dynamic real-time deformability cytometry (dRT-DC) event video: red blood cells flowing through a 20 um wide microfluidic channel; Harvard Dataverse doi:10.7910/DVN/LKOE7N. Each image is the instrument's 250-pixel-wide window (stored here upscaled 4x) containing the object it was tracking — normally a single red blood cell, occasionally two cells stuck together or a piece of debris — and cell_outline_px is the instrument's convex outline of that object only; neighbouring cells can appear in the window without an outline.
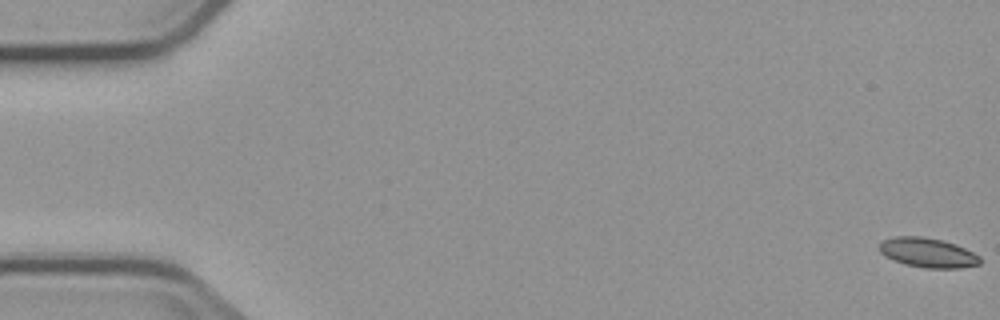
{"species": "common noctule bat (a hibernating species)", "species_latin": "Nyctalus noctula", "temperature_condition": "cold", "stored_images_in_passage": 7, "camera_frame_rate_fps": 3000, "um_per_image_px": 0.085, "animal": {"sex": "male", "body_mass_g": 23.1, "forearm_length_mm": 52.7}, "frame": {"image": 1, "passage_image": 1, "time_ms": 0.0, "image_size_px": [1000, 320], "cell_outline_px": [[980, 264], [960, 268], [924, 268], [904, 264], [884, 256], [880, 252], [880, 244], [884, 240], [896, 236], [924, 236], [944, 240], [956, 244], [980, 256]], "centroid_in_image_um": [78.87, 21.47], "position_along_channel_um": 6.1, "area_um2": 17.4}}
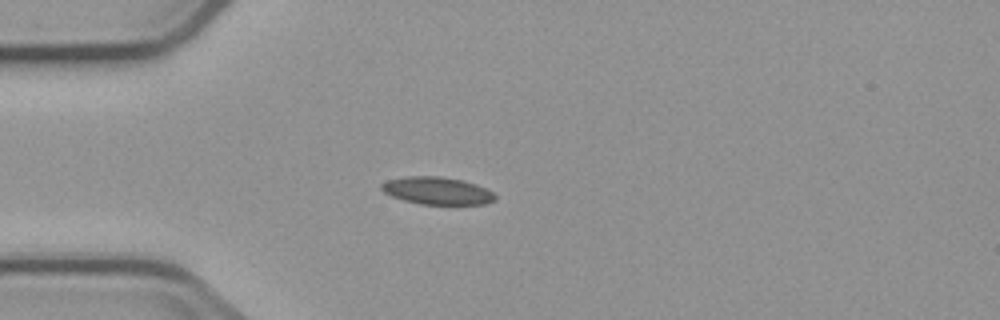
{"frame": {"image": 2, "passage_image": 5, "time_ms": 5.0, "image_size_px": [1000, 320], "cell_outline_px": [[496, 200], [484, 204], [420, 204], [404, 200], [392, 196], [384, 192], [380, 188], [380, 184], [388, 180], [404, 176], [440, 176], [464, 180], [476, 184], [492, 192], [496, 196]], "centroid_in_image_um": [37.15, 16.2], "position_along_channel_um": 47.9, "area_um2": 18.21}}
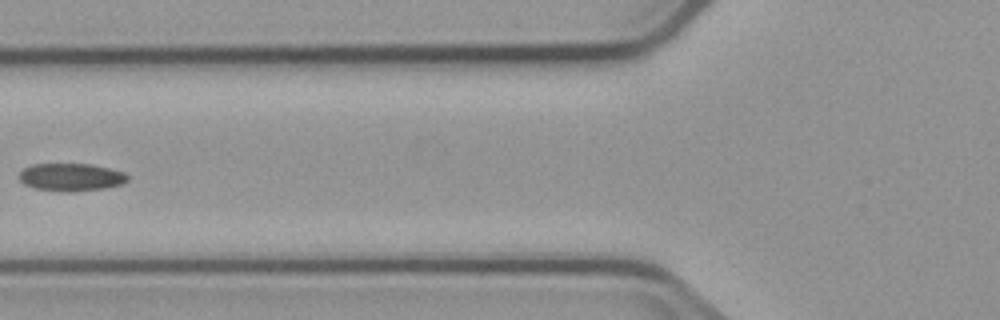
{"frame": {"image": 3, "passage_image": 7, "time_ms": 7.333, "image_size_px": [1000, 320], "cell_outline_px": [[128, 180], [124, 184], [104, 188], [72, 192], [60, 192], [36, 188], [24, 184], [16, 176], [24, 168], [32, 164], [92, 164], [124, 172], [128, 176]], "centroid_in_image_um": [6.03, 15.06], "position_along_channel_um": 119.8, "area_um2": 17.69}}